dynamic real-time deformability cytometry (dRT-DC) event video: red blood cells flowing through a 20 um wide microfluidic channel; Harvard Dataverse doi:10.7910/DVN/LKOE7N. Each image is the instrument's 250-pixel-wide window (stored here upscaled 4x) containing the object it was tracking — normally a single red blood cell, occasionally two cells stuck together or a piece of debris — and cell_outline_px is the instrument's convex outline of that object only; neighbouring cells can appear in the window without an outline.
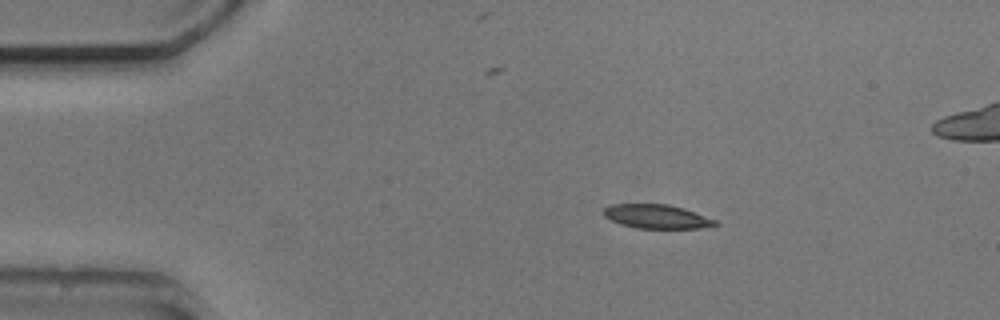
{"species": "common noctule bat (a hibernating species)", "species_latin": "Nyctalus noctula", "temperature_condition": "cold", "stored_images_in_passage": 8, "camera_frame_rate_fps": 3000, "um_per_image_px": 0.085, "animal": {"sex": "male", "body_mass_g": 20.5, "forearm_length_mm": 52.5}, "frame": {"image": 1, "passage_image": 1, "time_ms": 0.0, "image_size_px": [1000, 320], "cell_outline_px": [[720, 224], [700, 228], [636, 228], [620, 224], [604, 216], [600, 212], [608, 204], [668, 204], [684, 208], [716, 220]], "centroid_in_image_um": [55.78, 18.39], "position_along_channel_um": 29.2, "area_um2": 15.66}}
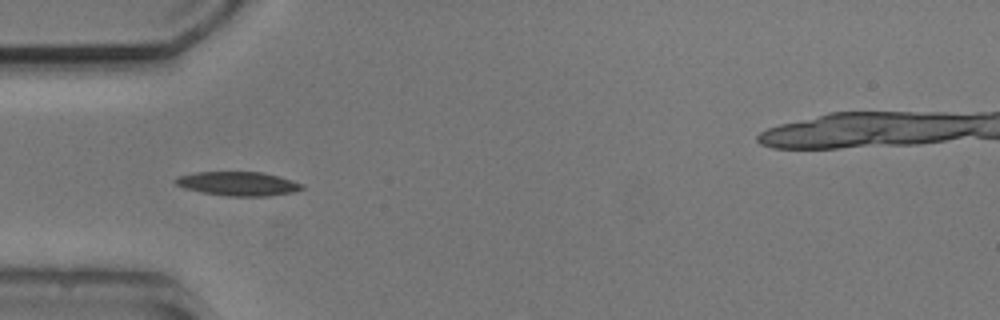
{"frame": {"image": 2, "passage_image": 3, "time_ms": 2.333, "image_size_px": [1000, 320], "cell_outline_px": [[304, 188], [292, 192], [268, 196], [228, 196], [204, 192], [184, 188], [176, 184], [172, 180], [176, 176], [196, 172], [264, 172], [280, 176], [304, 184]], "centroid_in_image_um": [20.24, 15.6], "position_along_channel_um": 64.8, "area_um2": 17.74}}